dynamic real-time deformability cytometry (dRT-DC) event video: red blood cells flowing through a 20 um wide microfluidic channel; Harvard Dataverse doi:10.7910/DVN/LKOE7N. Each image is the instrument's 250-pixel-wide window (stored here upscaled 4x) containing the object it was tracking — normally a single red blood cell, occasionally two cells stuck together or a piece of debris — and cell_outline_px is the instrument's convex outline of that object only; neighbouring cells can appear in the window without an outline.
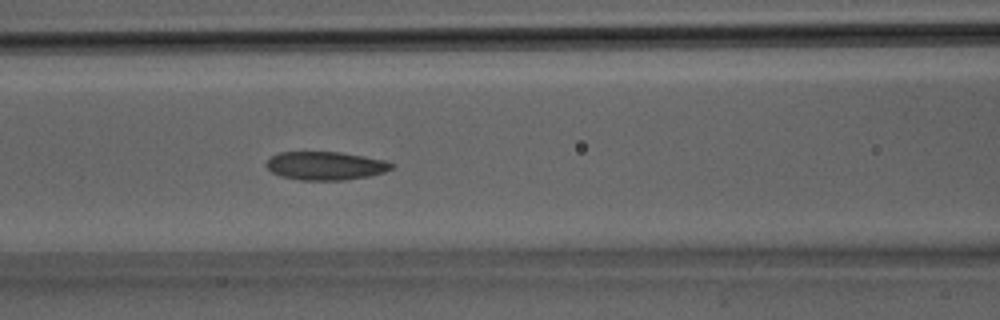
{"species": "Egyptian fruit bat (a non-hibernating species)", "species_latin": "Rousettus aegyptiacus", "temperature_condition": "room temperature", "stored_images_in_passage": 16, "camera_frame_rate_fps": 3000, "um_per_image_px": 0.085, "animal": {"sex": "male"}, "frame": {"image": 1, "passage_image": 14, "time_ms": 4.333, "image_size_px": [1000, 320], "cell_outline_px": [[392, 168], [384, 172], [368, 176], [344, 180], [300, 180], [280, 176], [272, 172], [264, 164], [272, 156], [280, 152], [340, 152], [364, 156], [384, 160], [392, 164]], "centroid_in_image_um": [27.64, 14.09], "position_along_channel_um": 139.0, "area_um2": 20.58}}